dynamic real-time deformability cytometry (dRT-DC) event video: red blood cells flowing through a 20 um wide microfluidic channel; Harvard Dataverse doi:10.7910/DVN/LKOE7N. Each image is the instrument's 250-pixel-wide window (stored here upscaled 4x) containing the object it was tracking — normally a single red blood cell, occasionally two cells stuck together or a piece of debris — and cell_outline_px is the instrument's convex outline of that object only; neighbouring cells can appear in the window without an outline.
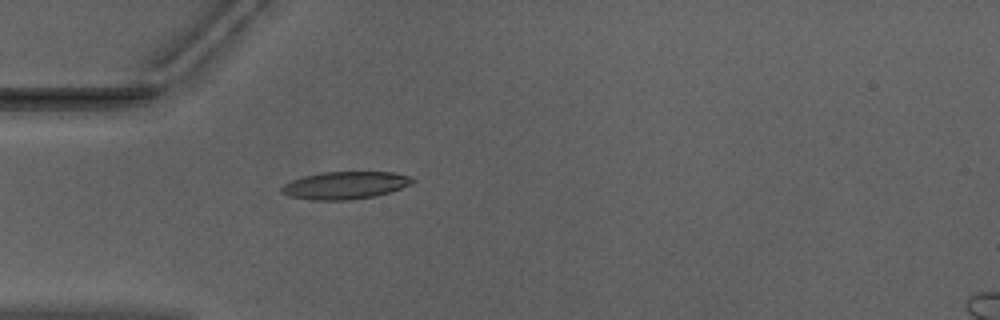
{"species": "Egyptian fruit bat (a non-hibernating species)", "species_latin": "Rousettus aegyptiacus", "temperature_condition": "warm", "stored_images_in_passage": 16, "camera_frame_rate_fps": 3000, "um_per_image_px": 0.085, "animal": {"sex": "male"}, "frame": {"image": 1, "passage_image": 1, "time_ms": 0.0, "image_size_px": [1000, 320], "cell_outline_px": [[416, 180], [400, 188], [376, 196], [348, 200], [312, 200], [288, 196], [280, 192], [280, 188], [284, 184], [292, 180], [304, 176], [320, 172], [392, 172], [408, 176]], "centroid_in_image_um": [29.27, 15.75], "position_along_channel_um": 55.7, "area_um2": 20.87}}
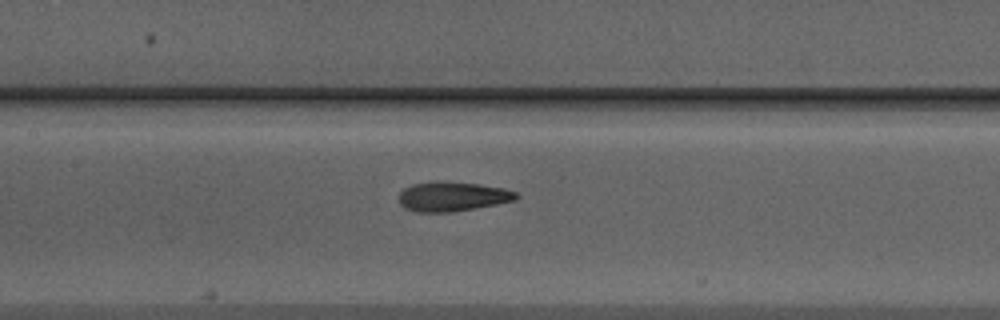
{"frame": {"image": 2, "passage_image": 10, "time_ms": 3.0, "image_size_px": [1000, 320], "cell_outline_px": [[520, 196], [516, 200], [496, 204], [448, 212], [420, 212], [404, 208], [400, 204], [396, 196], [404, 188], [412, 184], [436, 180], [444, 180], [476, 184], [504, 188], [516, 192]], "centroid_in_image_um": [38.4, 16.68], "position_along_channel_um": 169.0, "area_um2": 20.35}}
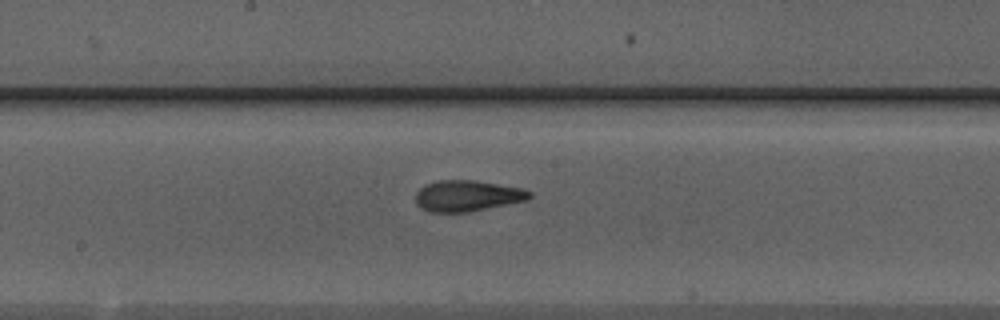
{"frame": {"image": 3, "passage_image": 13, "time_ms": 4.0, "image_size_px": [1000, 320], "cell_outline_px": [[532, 196], [528, 200], [468, 212], [432, 212], [416, 204], [416, 192], [424, 184], [440, 180], [476, 180], [524, 188], [532, 192]], "centroid_in_image_um": [39.76, 16.63], "position_along_channel_um": 208.4, "area_um2": 20.69}}